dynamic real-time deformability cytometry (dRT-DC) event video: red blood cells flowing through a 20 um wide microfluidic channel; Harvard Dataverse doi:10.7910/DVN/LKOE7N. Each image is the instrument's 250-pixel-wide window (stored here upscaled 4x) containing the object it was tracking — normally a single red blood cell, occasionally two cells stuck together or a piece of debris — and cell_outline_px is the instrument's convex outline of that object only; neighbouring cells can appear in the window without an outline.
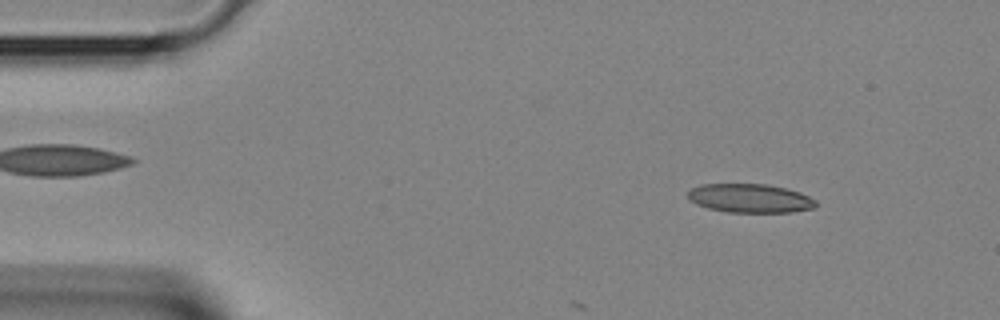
{"species": "Egyptian fruit bat (a non-hibernating species)", "species_latin": "Rousettus aegyptiacus", "temperature_condition": "room temperature", "stored_images_in_passage": 6, "camera_frame_rate_fps": 3000, "um_per_image_px": 0.085, "animal": {"sex": "female"}, "frame": {"image": 1, "passage_image": 2, "time_ms": 0.333, "image_size_px": [1000, 320], "cell_outline_px": [[816, 208], [792, 212], [728, 212], [708, 208], [696, 204], [688, 200], [688, 192], [692, 188], [700, 184], [768, 184], [788, 188], [800, 192], [816, 200]], "centroid_in_image_um": [63.76, 16.85], "position_along_channel_um": 21.2, "area_um2": 21.68}}